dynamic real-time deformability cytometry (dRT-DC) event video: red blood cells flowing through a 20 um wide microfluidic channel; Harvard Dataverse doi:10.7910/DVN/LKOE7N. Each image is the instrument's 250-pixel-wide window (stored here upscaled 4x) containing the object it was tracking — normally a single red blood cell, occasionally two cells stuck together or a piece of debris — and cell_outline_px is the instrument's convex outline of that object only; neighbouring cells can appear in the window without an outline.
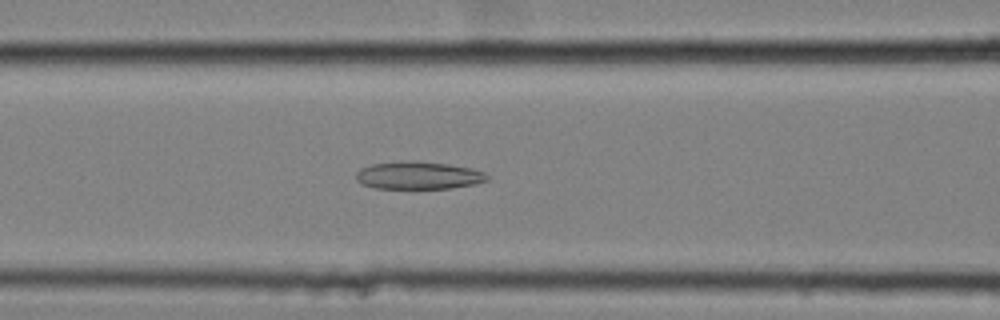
{"species": "common noctule bat (a hibernating species)", "species_latin": "Nyctalus noctula", "temperature_condition": "cold", "stored_images_in_passage": 58, "camera_frame_rate_fps": 3000, "um_per_image_px": 0.085, "animal": {"sex": "female", "body_mass_g": 25.1}, "frame": {"image": 1, "passage_image": 25, "time_ms": 8.0, "image_size_px": [1000, 320], "cell_outline_px": [[488, 180], [476, 184], [452, 188], [376, 188], [364, 184], [356, 180], [356, 172], [360, 168], [372, 164], [412, 160], [448, 164], [472, 168], [484, 172], [488, 176]], "centroid_in_image_um": [35.59, 14.9], "position_along_channel_um": 131.0, "area_um2": 21.1}}
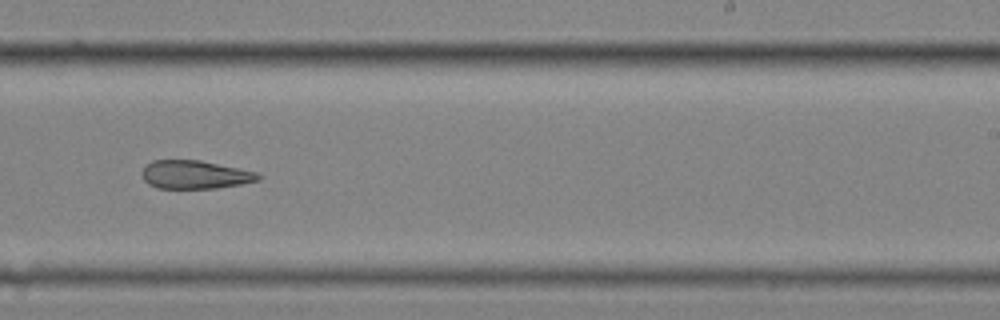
{"frame": {"image": 2, "passage_image": 37, "time_ms": 12.0, "image_size_px": [1000, 320], "cell_outline_px": [[264, 176], [260, 180], [240, 184], [216, 188], [156, 188], [148, 184], [144, 180], [140, 172], [152, 160], [200, 160], [256, 172]], "centroid_in_image_um": [16.57, 14.85], "position_along_channel_um": 272.4, "area_um2": 19.19}}
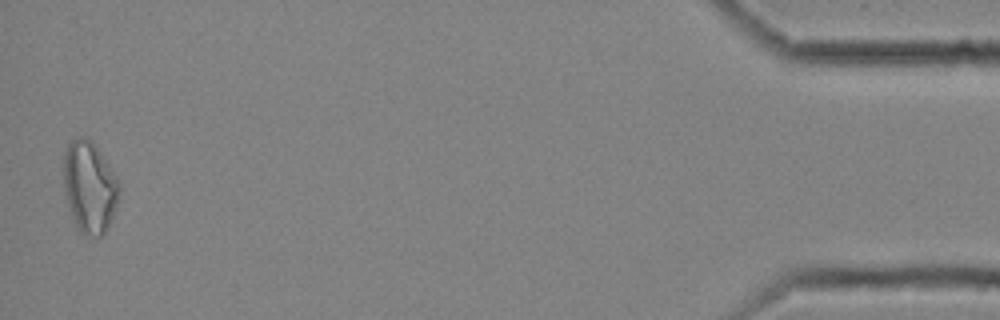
{"frame": {"image": 3, "passage_image": 57, "time_ms": 18.667, "image_size_px": [1000, 320], "cell_outline_px": [[120, 196], [112, 216], [104, 232], [100, 236], [92, 236], [80, 232], [76, 228], [68, 208], [64, 192], [64, 152], [68, 144], [72, 140], [80, 136], [84, 136], [92, 140], [116, 176], [120, 184]], "centroid_in_image_um": [7.6, 15.88], "position_along_channel_um": 427.6, "area_um2": 29.71}, "authors_computed_cell_mechanics": {"area_um2": 24.3338, "velocity_mm_per_s": 3.5426, "shape_relaxation_time_tau1_ms": null, "shape_relaxation_time_tau2_ms": 7.9986, "deformation_change_tau1": null, "deformation_change_tau2": 0.1994}}